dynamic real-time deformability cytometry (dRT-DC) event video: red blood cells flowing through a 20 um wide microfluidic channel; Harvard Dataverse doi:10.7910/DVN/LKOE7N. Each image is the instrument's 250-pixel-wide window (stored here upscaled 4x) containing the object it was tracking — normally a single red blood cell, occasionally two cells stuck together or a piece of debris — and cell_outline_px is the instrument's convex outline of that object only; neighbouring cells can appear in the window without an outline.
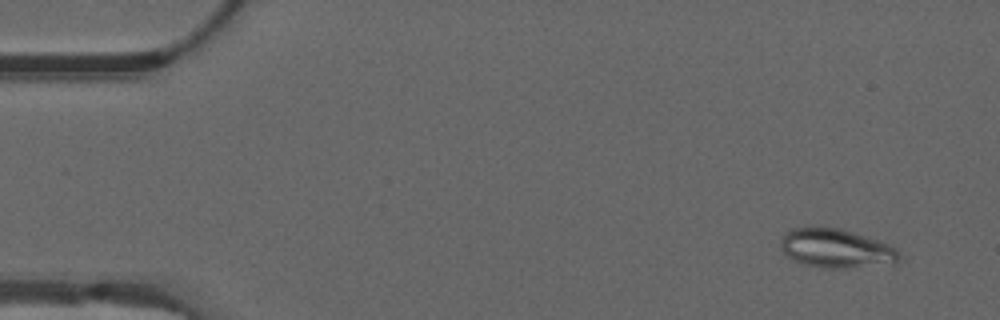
{"species": "common noctule bat (a hibernating species)", "species_latin": "Nyctalus noctula", "temperature_condition": "warm", "stored_images_in_passage": 55, "camera_frame_rate_fps": 3000, "um_per_image_px": 0.085, "animal": {"sex": "male", "forearm_length_mm": 52.5}, "frame": {"image": 1, "passage_image": 4, "time_ms": 1.0, "image_size_px": [1000, 320], "cell_outline_px": [[904, 260], [844, 268], [824, 268], [792, 260], [780, 248], [780, 244], [788, 228], [808, 224], [840, 228], [888, 244], [896, 248], [904, 256]], "centroid_in_image_um": [71.01, 21.06], "position_along_channel_um": 14.0, "area_um2": 27.05}}
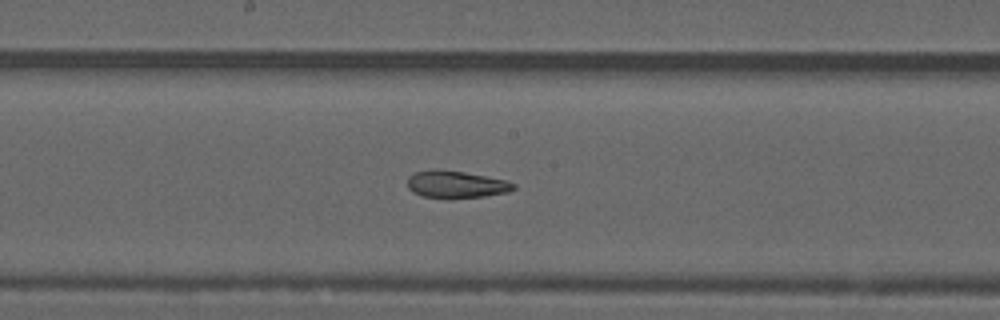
{"frame": {"image": 2, "passage_image": 29, "time_ms": 9.333, "image_size_px": [1000, 320], "cell_outline_px": [[516, 188], [508, 192], [484, 196], [452, 200], [444, 200], [420, 196], [412, 192], [408, 188], [408, 176], [416, 172], [432, 168], [436, 168], [464, 172], [508, 180], [516, 184]], "centroid_in_image_um": [38.74, 15.7], "position_along_channel_um": 209.5, "area_um2": 17.57}}
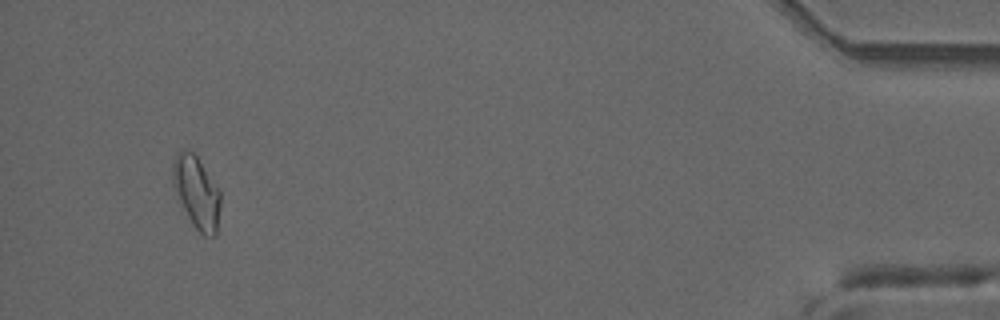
{"frame": {"image": 3, "passage_image": 52, "time_ms": 17.0, "image_size_px": [1000, 320], "cell_outline_px": [[220, 204], [216, 236], [204, 236], [192, 224], [172, 184], [172, 164], [176, 156], [184, 148], [192, 152], [196, 156], [220, 192]], "centroid_in_image_um": [16.7, 16.36], "position_along_channel_um": 418.5, "area_um2": 19.54}, "authors_computed_cell_mechanics": {"area_um2": 18.2648, "velocity_mm_per_s": 3.7179, "shape_relaxation_time_tau1_ms": null, "shape_relaxation_time_tau2_ms": 1.8353, "deformation_change_tau1": null, "deformation_change_tau2": 0.0859}}